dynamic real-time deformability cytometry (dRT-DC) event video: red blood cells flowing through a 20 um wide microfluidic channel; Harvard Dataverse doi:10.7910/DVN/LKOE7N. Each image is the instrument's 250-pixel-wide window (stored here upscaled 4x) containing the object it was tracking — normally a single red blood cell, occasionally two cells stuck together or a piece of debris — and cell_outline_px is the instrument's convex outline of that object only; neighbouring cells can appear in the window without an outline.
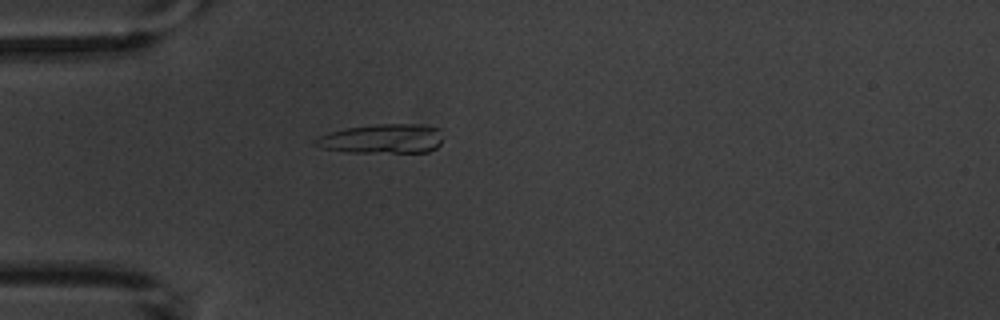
{"species": "common noctule bat (a hibernating species)", "species_latin": "Nyctalus noctula", "temperature_condition": "warm", "stored_images_in_passage": 5, "camera_frame_rate_fps": 3000, "um_per_image_px": 0.085, "animal": {"sex": "male", "body_mass_g": 20.1, "forearm_length_mm": 53.5}, "frame": {"image": 1, "passage_image": 5, "time_ms": 4.667, "image_size_px": [1000, 320], "cell_outline_px": [[444, 128], [440, 144], [436, 148], [428, 152], [344, 152], [324, 148], [312, 144], [312, 140], [316, 136], [328, 132], [344, 128], [376, 124], [420, 124]], "centroid_in_image_um": [32.49, 11.78], "position_along_channel_um": 52.5, "area_um2": 22.37}}